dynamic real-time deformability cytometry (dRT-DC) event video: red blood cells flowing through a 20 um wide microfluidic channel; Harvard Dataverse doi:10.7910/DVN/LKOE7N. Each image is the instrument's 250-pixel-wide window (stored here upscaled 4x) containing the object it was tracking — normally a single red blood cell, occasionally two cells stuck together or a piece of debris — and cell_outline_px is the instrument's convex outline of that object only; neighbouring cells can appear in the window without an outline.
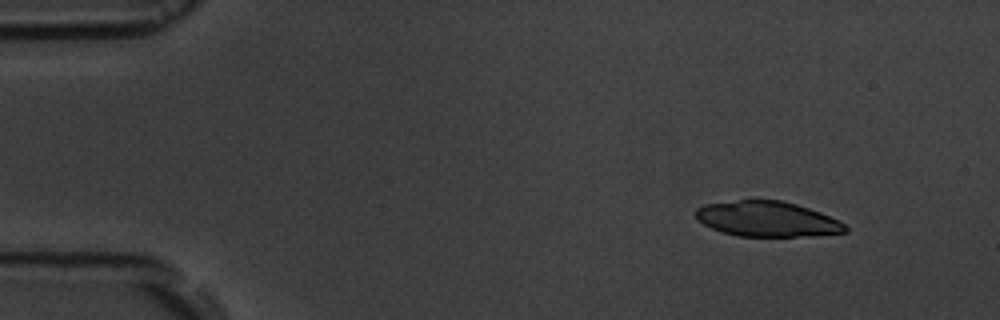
{"species": "common noctule bat (a hibernating species)", "species_latin": "Nyctalus noctula", "temperature_condition": "room temperature", "stored_images_in_passage": 5, "camera_frame_rate_fps": 3000, "um_per_image_px": 0.085, "animal": {"sex": "male", "body_mass_g": 19.5, "forearm_length_mm": 54.6}, "frame": {"image": 1, "passage_image": 2, "time_ms": 1.333, "image_size_px": [1000, 320], "cell_outline_px": [[848, 232], [812, 236], [736, 236], [712, 228], [704, 224], [696, 216], [696, 208], [704, 204], [740, 200], [780, 200], [796, 204], [820, 212], [840, 220], [848, 228]], "centroid_in_image_um": [65.25, 18.62], "position_along_channel_um": 19.7, "area_um2": 30.63}}